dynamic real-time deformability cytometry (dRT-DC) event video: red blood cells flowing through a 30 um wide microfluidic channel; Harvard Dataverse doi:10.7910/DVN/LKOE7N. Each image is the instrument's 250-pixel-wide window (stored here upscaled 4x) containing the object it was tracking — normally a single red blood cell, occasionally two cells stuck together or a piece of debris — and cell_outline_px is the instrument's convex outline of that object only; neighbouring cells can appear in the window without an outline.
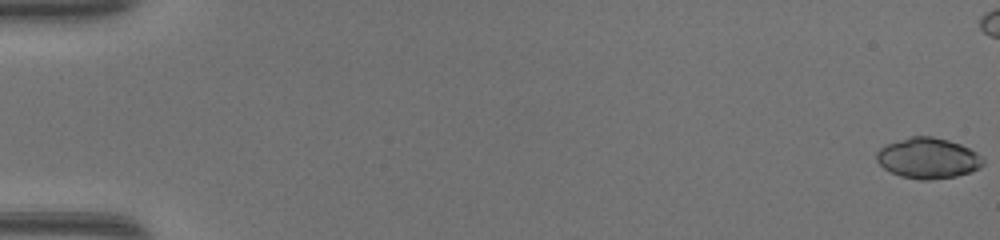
{"species": "common noctule bat (a hibernating species)", "species_latin": "Nyctalus noctula", "temperature_condition": "warm", "stored_images_in_passage": 50, "camera_frame_rate_fps": 3000, "um_per_image_px": 0.085, "animal": {"sex": "female", "body_mass_g": 17.0, "forearm_length_mm": 48.0}, "frame": {"image": 1, "passage_image": 1, "time_ms": 0.0, "image_size_px": [1000, 240], "cell_outline_px": [[984, 164], [980, 168], [956, 176], [928, 180], [920, 180], [900, 176], [884, 168], [876, 160], [876, 152], [880, 148], [888, 144], [912, 136], [932, 136], [948, 140], [960, 144], [976, 152], [984, 160]], "centroid_in_image_um": [78.88, 13.45], "position_along_channel_um": 6.1, "area_um2": 25.03}}
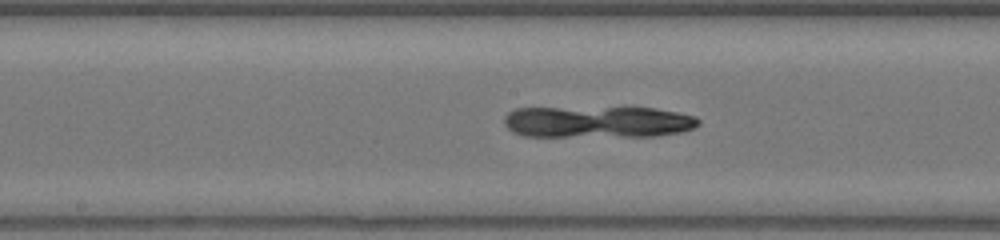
{"frame": {"image": 2, "passage_image": 27, "time_ms": 8.667, "image_size_px": [1000, 240], "cell_outline_px": [[700, 124], [684, 132], [656, 136], [524, 136], [512, 132], [504, 124], [504, 116], [508, 112], [516, 108], [656, 108], [696, 116], [700, 120]], "centroid_in_image_um": [50.82, 10.37], "position_along_channel_um": 197.4, "area_um2": 35.95}}
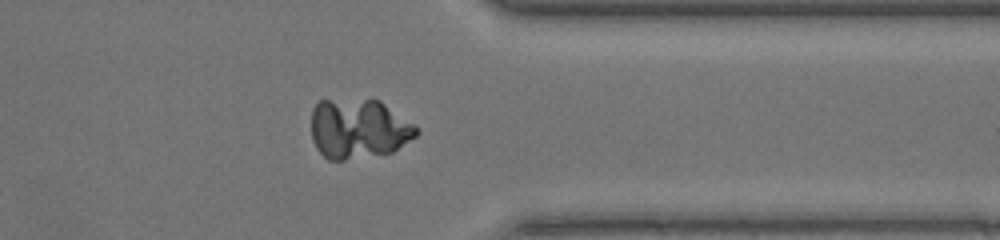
{"frame": {"image": 3, "passage_image": 40, "time_ms": 13.0, "image_size_px": [1000, 240], "cell_outline_px": [[420, 132], [416, 136], [392, 152], [344, 160], [328, 160], [316, 148], [312, 140], [312, 108], [320, 100], [380, 100], [416, 124], [420, 128]], "centroid_in_image_um": [30.51, 10.94], "position_along_channel_um": 380.9, "area_um2": 36.82}}